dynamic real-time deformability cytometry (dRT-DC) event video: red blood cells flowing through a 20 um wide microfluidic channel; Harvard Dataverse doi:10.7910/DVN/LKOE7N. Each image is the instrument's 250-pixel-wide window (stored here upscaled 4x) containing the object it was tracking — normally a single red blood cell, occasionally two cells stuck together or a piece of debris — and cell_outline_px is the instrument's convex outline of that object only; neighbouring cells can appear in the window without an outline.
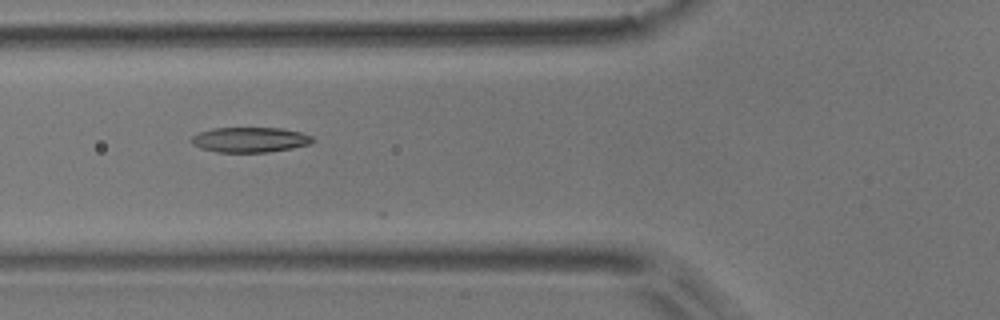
{"species": "common noctule bat (a hibernating species)", "species_latin": "Nyctalus noctula", "temperature_condition": "room temperature", "stored_images_in_passage": 6, "camera_frame_rate_fps": 3000, "um_per_image_px": 0.085, "animal": {"sex": "male", "body_mass_g": 17.9}, "frame": {"image": 1, "passage_image": 5, "time_ms": 1.333, "image_size_px": [1000, 320], "cell_outline_px": [[316, 140], [308, 144], [292, 148], [268, 152], [216, 152], [200, 148], [192, 144], [188, 140], [192, 136], [200, 132], [212, 128], [280, 128], [300, 132], [312, 136]], "centroid_in_image_um": [21.21, 11.88], "position_along_channel_um": 104.6, "area_um2": 17.8}}